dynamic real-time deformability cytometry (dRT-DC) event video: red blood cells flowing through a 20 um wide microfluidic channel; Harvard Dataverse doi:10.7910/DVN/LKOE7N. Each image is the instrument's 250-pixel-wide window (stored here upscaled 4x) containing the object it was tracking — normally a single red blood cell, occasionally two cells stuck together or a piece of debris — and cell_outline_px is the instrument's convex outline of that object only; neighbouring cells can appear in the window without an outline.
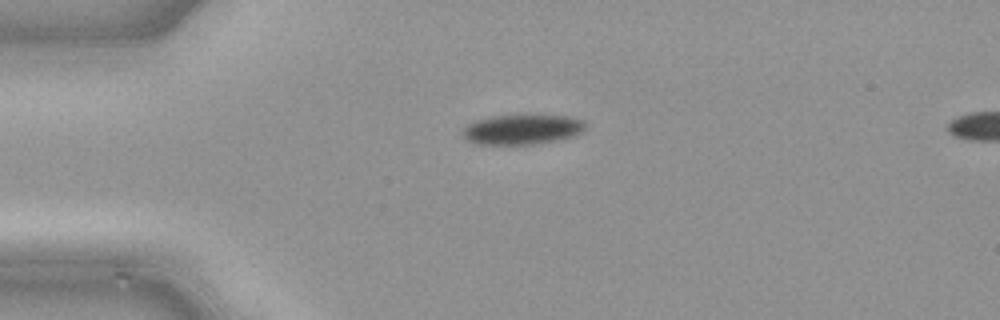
{"species": "common noctule bat (a hibernating species)", "species_latin": "Nyctalus noctula", "temperature_condition": "cold", "stored_images_in_passage": 37, "camera_frame_rate_fps": 3000, "um_per_image_px": 0.085, "animal": {"sex": "male", "body_mass_g": 21.5, "forearm_length_mm": 52.0}, "frame": {"image": 1, "passage_image": 1, "time_ms": 0.0, "image_size_px": [1000, 320], "cell_outline_px": [[584, 128], [580, 132], [572, 136], [556, 140], [532, 144], [476, 144], [468, 140], [464, 136], [464, 128], [468, 124], [476, 120], [492, 116], [564, 116], [584, 120]], "centroid_in_image_um": [44.36, 11.01], "position_along_channel_um": 40.6, "area_um2": 20.81}}
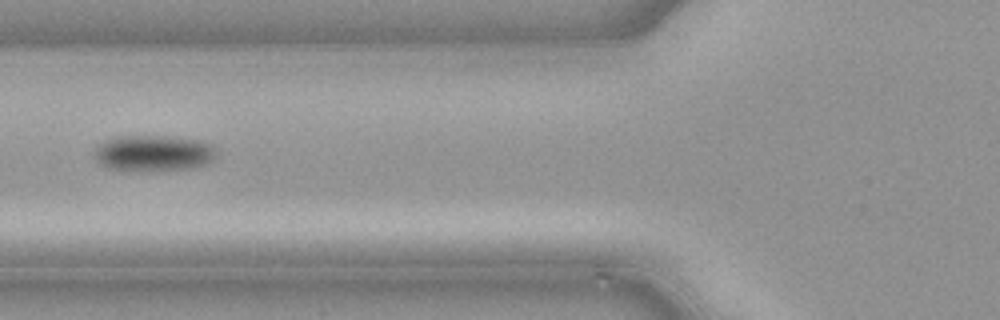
{"frame": {"image": 2, "passage_image": 8, "time_ms": 2.333, "image_size_px": [1000, 320], "cell_outline_px": [[216, 152], [212, 160], [204, 164], [188, 168], [148, 172], [108, 168], [100, 164], [96, 160], [96, 148], [104, 140], [120, 136], [164, 136], [196, 140], [208, 144]], "centroid_in_image_um": [12.99, 13.03], "position_along_channel_um": 112.8, "area_um2": 25.32}}
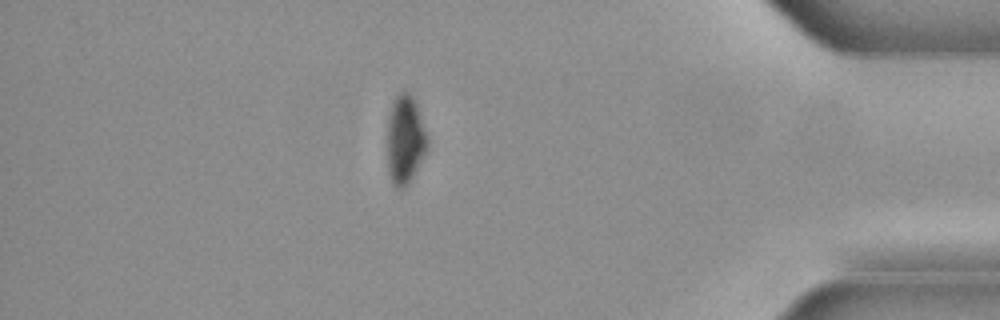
{"frame": {"image": 3, "passage_image": 31, "time_ms": 10.0, "image_size_px": [1000, 320], "cell_outline_px": [[428, 148], [424, 156], [408, 184], [404, 188], [396, 188], [388, 172], [384, 140], [388, 116], [392, 104], [396, 96], [400, 92], [408, 92], [412, 96], [416, 104], [428, 136]], "centroid_in_image_um": [34.39, 11.88], "position_along_channel_um": 400.8, "area_um2": 21.39}}